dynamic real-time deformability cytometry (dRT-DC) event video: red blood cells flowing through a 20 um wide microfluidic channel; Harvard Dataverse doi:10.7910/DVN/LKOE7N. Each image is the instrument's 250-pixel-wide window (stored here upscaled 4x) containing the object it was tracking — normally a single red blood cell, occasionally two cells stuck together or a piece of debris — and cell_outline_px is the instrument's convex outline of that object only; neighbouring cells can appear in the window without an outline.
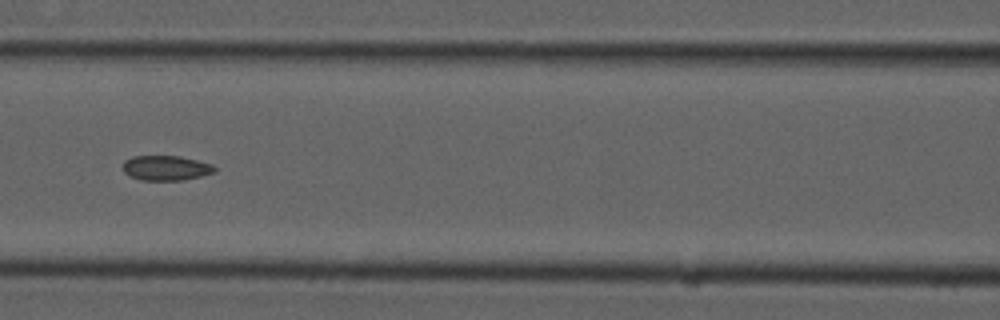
{"species": "common noctule bat (a hibernating species)", "species_latin": "Nyctalus noctula", "temperature_condition": "cold", "stored_images_in_passage": 55, "camera_frame_rate_fps": 3000, "um_per_image_px": 0.085, "animal": {"sex": "male", "forearm_length_mm": 52.5}, "frame": {"image": 1, "passage_image": 24, "time_ms": 7.667, "image_size_px": [1000, 320], "cell_outline_px": [[216, 172], [184, 180], [140, 180], [124, 172], [124, 160], [132, 156], [180, 156], [212, 164], [216, 168]], "centroid_in_image_um": [14.13, 14.27], "position_along_channel_um": 152.5, "area_um2": 13.24}}